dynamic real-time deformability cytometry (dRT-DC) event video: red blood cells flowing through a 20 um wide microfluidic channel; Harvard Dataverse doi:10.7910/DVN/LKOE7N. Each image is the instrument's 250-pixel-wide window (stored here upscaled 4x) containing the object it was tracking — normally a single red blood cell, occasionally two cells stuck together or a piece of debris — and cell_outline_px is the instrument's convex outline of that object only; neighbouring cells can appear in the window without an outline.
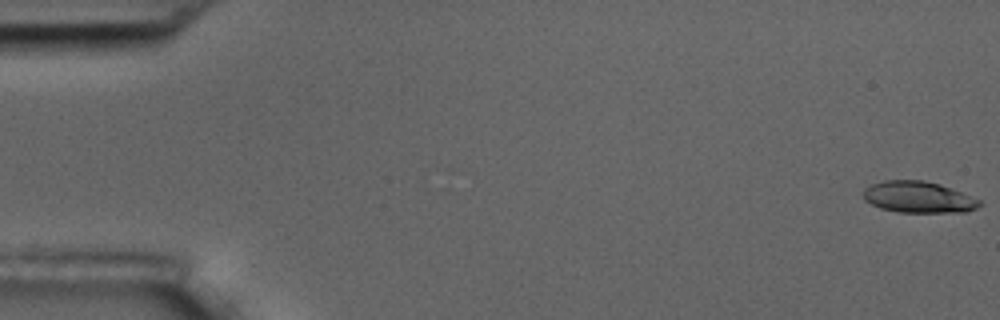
{"species": "common noctule bat (a hibernating species)", "species_latin": "Nyctalus noctula", "temperature_condition": "room temperature", "stored_images_in_passage": 8, "camera_frame_rate_fps": 3000, "um_per_image_px": 0.085, "animal": {"sex": "male", "body_mass_g": 17.5, "forearm_length_mm": 52.3}, "frame": {"image": 1, "passage_image": 1, "time_ms": 0.0, "image_size_px": [1000, 320], "cell_outline_px": [[984, 204], [968, 212], [896, 212], [880, 208], [864, 200], [864, 188], [872, 184], [884, 180], [924, 180], [940, 184], [980, 200]], "centroid_in_image_um": [78.07, 16.76], "position_along_channel_um": 6.9, "area_um2": 21.27}}
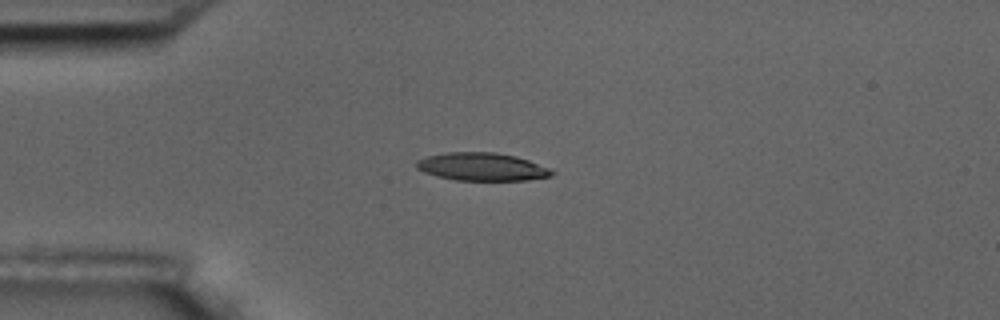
{"frame": {"image": 2, "passage_image": 5, "time_ms": 4.667, "image_size_px": [1000, 320], "cell_outline_px": [[556, 172], [552, 176], [528, 180], [456, 180], [436, 176], [424, 172], [416, 168], [416, 160], [428, 156], [448, 152], [496, 152], [516, 156], [528, 160], [548, 168]], "centroid_in_image_um": [40.96, 14.17], "position_along_channel_um": 44.0, "area_um2": 22.02}}